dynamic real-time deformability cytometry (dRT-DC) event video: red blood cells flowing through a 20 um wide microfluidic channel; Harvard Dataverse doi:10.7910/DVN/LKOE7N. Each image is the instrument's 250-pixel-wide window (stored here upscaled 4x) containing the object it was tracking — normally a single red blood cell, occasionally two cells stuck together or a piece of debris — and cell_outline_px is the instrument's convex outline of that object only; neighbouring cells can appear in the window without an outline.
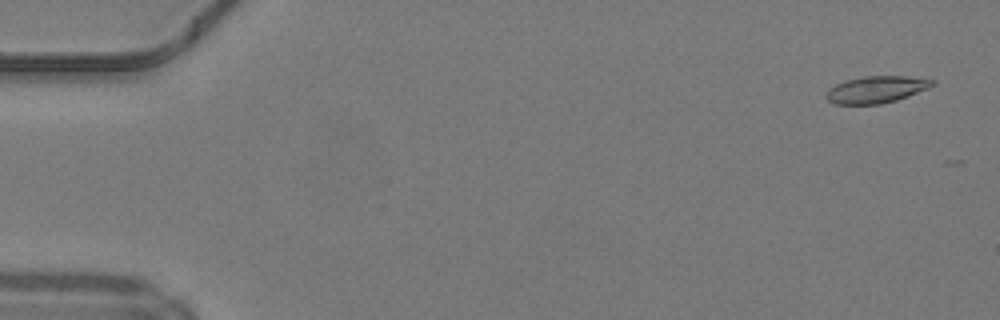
{"species": "common noctule bat (a hibernating species)", "species_latin": "Nyctalus noctula", "temperature_condition": "warm", "stored_images_in_passage": 48, "camera_frame_rate_fps": 3000, "um_per_image_px": 0.085, "animal": {"sex": "male", "body_mass_g": 19.2, "forearm_length_mm": 51.8}, "frame": {"image": 1, "passage_image": 3, "time_ms": 0.667, "image_size_px": [1000, 320], "cell_outline_px": [[936, 84], [928, 88], [908, 96], [896, 100], [880, 104], [836, 104], [828, 100], [824, 96], [828, 88], [836, 84], [848, 80], [864, 76], [908, 76], [936, 80]], "centroid_in_image_um": [74.49, 7.6], "position_along_channel_um": 10.5, "area_um2": 16.65}}
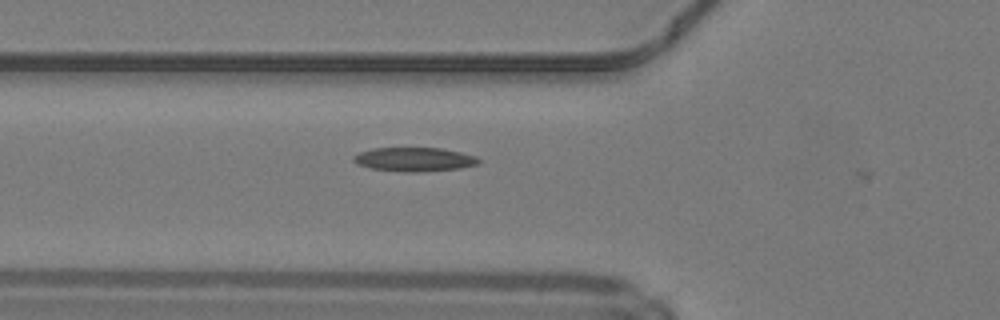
{"frame": {"image": 2, "passage_image": 19, "time_ms": 6.0, "image_size_px": [1000, 320], "cell_outline_px": [[480, 164], [460, 168], [420, 172], [404, 172], [372, 168], [356, 164], [352, 160], [352, 156], [360, 152], [372, 148], [440, 148], [460, 152], [476, 156], [480, 160]], "centroid_in_image_um": [35.21, 13.55], "position_along_channel_um": 90.6, "area_um2": 17.51}}
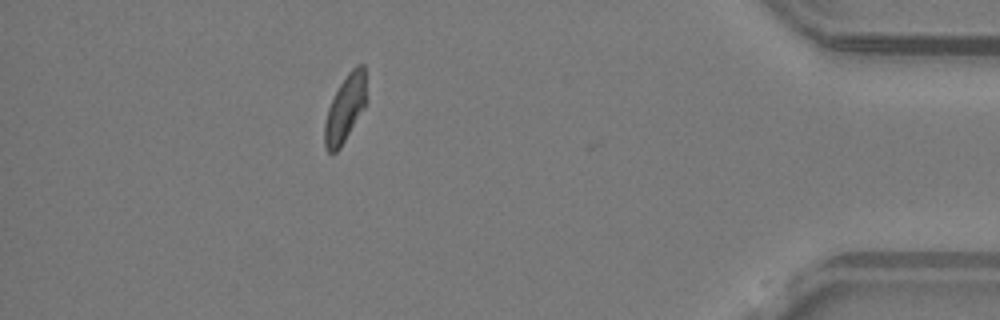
{"frame": {"image": 3, "passage_image": 45, "time_ms": 14.667, "image_size_px": [1000, 320], "cell_outline_px": [[364, 108], [340, 148], [336, 152], [328, 152], [324, 144], [324, 124], [328, 108], [340, 84], [348, 72], [356, 64], [364, 64]], "centroid_in_image_um": [29.3, 9.25], "position_along_channel_um": 405.9, "area_um2": 15.78}}